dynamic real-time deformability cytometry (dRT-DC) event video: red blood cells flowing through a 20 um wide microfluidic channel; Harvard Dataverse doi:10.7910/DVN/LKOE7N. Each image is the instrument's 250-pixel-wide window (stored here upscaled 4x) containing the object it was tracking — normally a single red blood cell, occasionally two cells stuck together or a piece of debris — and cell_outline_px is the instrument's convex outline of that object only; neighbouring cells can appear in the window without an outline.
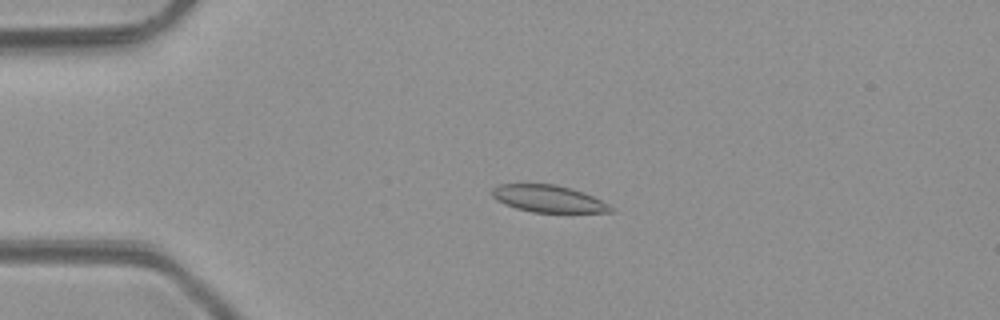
{"species": "common noctule bat (a hibernating species)", "species_latin": "Nyctalus noctula", "temperature_condition": "room temperature", "stored_images_in_passage": 8, "camera_frame_rate_fps": 3000, "um_per_image_px": 0.085, "animal": {"sex": "male", "body_mass_g": 23.1, "forearm_length_mm": 52.7}, "frame": {"image": 1, "passage_image": 4, "time_ms": 3.333, "image_size_px": [1000, 320], "cell_outline_px": [[616, 208], [612, 212], [532, 212], [516, 208], [504, 204], [496, 200], [492, 196], [492, 188], [500, 184], [556, 184], [572, 188], [584, 192]], "centroid_in_image_um": [46.61, 16.89], "position_along_channel_um": 38.4, "area_um2": 18.73}}
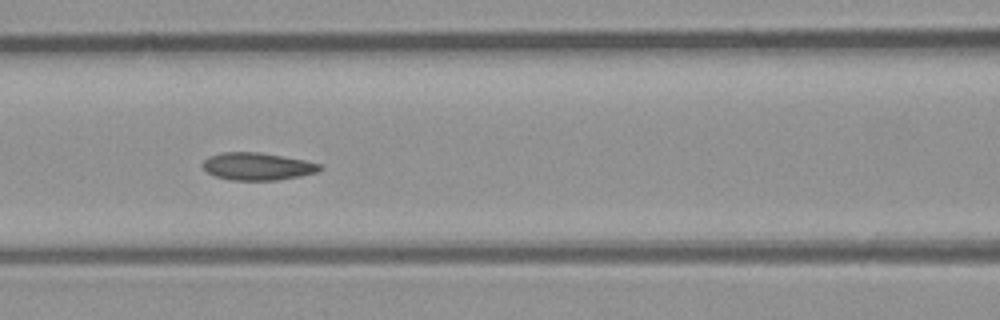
{"frame": {"image": 2, "passage_image": 7, "time_ms": 6.667, "image_size_px": [1000, 320], "cell_outline_px": [[324, 168], [320, 172], [300, 176], [276, 180], [232, 180], [216, 176], [208, 172], [204, 168], [204, 160], [208, 156], [224, 152], [260, 152], [304, 160], [320, 164]], "centroid_in_image_um": [21.93, 14.14], "position_along_channel_um": 144.7, "area_um2": 18.67}}
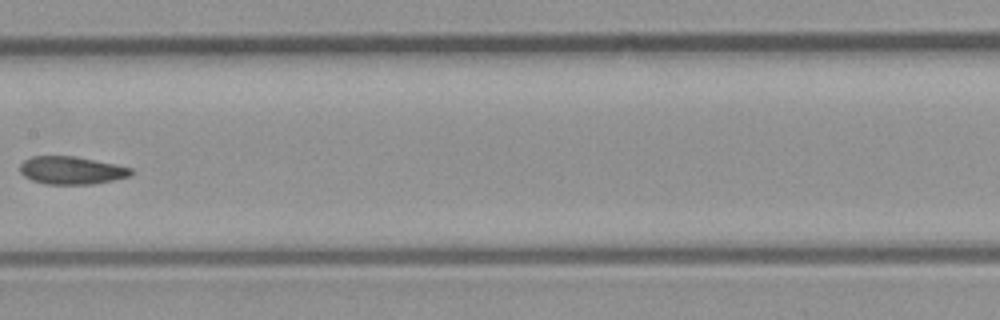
{"frame": {"image": 3, "passage_image": 8, "time_ms": 8.0, "image_size_px": [1000, 320], "cell_outline_px": [[136, 172], [132, 176], [92, 184], [44, 184], [32, 180], [24, 176], [20, 172], [20, 164], [24, 160], [32, 156], [76, 156], [116, 164], [132, 168]], "centroid_in_image_um": [6.11, 14.48], "position_along_channel_um": 201.3, "area_um2": 18.21}}